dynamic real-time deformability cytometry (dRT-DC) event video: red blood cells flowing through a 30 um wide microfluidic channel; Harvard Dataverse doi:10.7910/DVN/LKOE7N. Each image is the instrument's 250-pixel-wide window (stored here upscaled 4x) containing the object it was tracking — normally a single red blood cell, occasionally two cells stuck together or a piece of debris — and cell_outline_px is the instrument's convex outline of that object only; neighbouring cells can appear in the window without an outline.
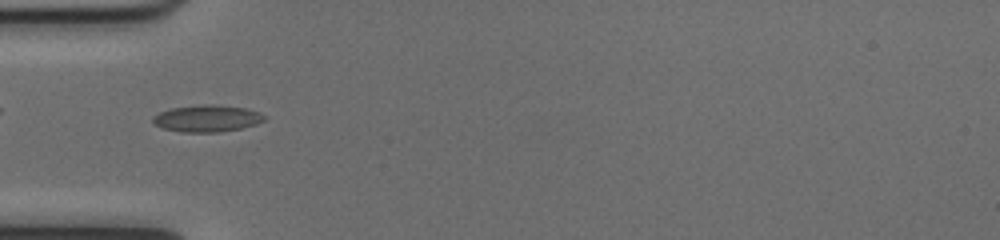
{"species": "common noctule bat (a hibernating species)", "species_latin": "Nyctalus noctula", "temperature_condition": "cold", "stored_images_in_passage": 53, "camera_frame_rate_fps": 3000, "um_per_image_px": 0.085, "animal": {"sex": "female", "body_mass_g": 17.0, "forearm_length_mm": 48.0}, "frame": {"image": 1, "passage_image": 18, "time_ms": 5.667, "image_size_px": [1000, 240], "cell_outline_px": [[264, 120], [256, 124], [240, 128], [216, 132], [180, 132], [160, 128], [152, 124], [152, 116], [160, 112], [172, 108], [204, 104], [212, 104], [244, 108], [260, 112], [264, 116]], "centroid_in_image_um": [17.53, 10.07], "position_along_channel_um": 67.5, "area_um2": 17.4}}
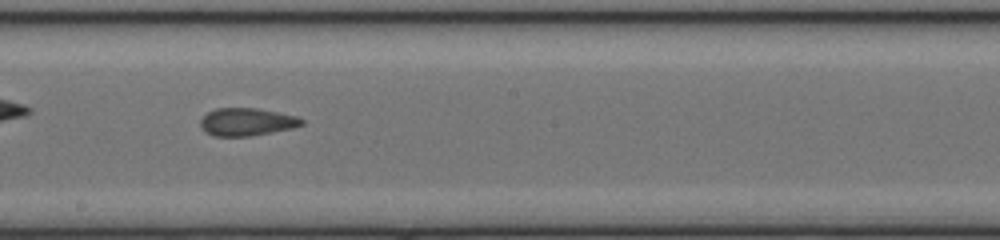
{"frame": {"image": 2, "passage_image": 30, "time_ms": 9.667, "image_size_px": [1000, 240], "cell_outline_px": [[304, 124], [292, 128], [252, 136], [212, 136], [204, 132], [200, 124], [200, 120], [208, 112], [216, 108], [256, 108], [296, 116], [304, 120]], "centroid_in_image_um": [20.95, 10.37], "position_along_channel_um": 227.2, "area_um2": 16.36}}
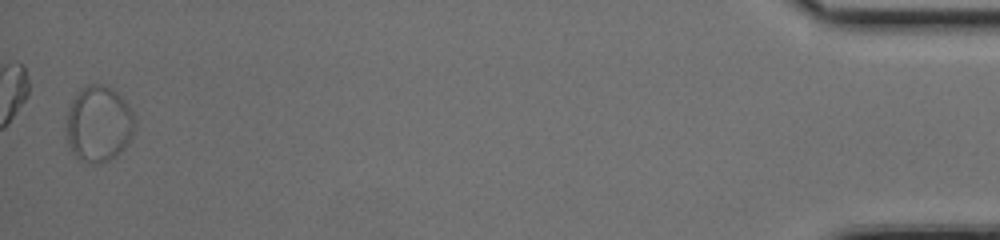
{"frame": {"image": 3, "passage_image": 52, "time_ms": 17.0, "image_size_px": [1000, 240], "cell_outline_px": [[132, 132], [124, 148], [116, 156], [108, 160], [96, 164], [92, 164], [80, 160], [72, 152], [68, 140], [68, 112], [72, 100], [76, 92], [84, 84], [104, 84], [112, 88], [128, 104], [132, 112]], "centroid_in_image_um": [8.36, 10.51], "position_along_channel_um": 426.8, "area_um2": 29.82}, "authors_computed_cell_mechanics": {"area_um2": 17.2822, "velocity_mm_per_s": 3.9847, "shape_relaxation_time_tau1_ms": null, "shape_relaxation_time_tau2_ms": 1.4255, "deformation_change_tau1": null, "deformation_change_tau2": 0.0629}}